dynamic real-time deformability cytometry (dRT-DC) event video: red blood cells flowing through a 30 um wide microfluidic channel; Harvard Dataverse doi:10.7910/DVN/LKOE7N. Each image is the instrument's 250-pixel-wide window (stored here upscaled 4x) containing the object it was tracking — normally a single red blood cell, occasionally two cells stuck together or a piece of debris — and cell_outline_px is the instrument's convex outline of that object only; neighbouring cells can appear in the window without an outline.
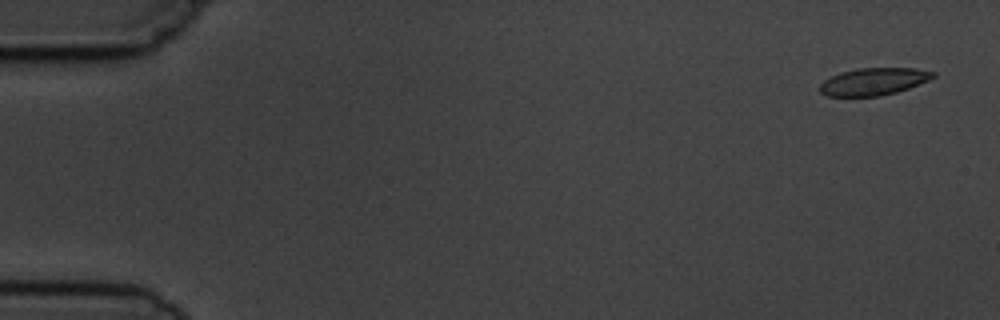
{"species": "common noctule bat (a hibernating species)", "species_latin": "Nyctalus noctula", "temperature_condition": "cold", "stored_images_in_passage": 6, "camera_frame_rate_fps": 3000, "um_per_image_px": 0.085, "animal": {"sex": "male", "body_mass_g": 19.5, "forearm_length_mm": 54.6}, "frame": {"image": 1, "passage_image": 1, "time_ms": 0.0, "image_size_px": [1000, 320], "cell_outline_px": [[936, 76], [928, 80], [908, 88], [896, 92], [880, 96], [828, 96], [820, 92], [820, 84], [824, 80], [840, 72], [856, 68], [916, 68], [936, 72]], "centroid_in_image_um": [74.26, 6.92], "position_along_channel_um": 10.7, "area_um2": 17.98}}
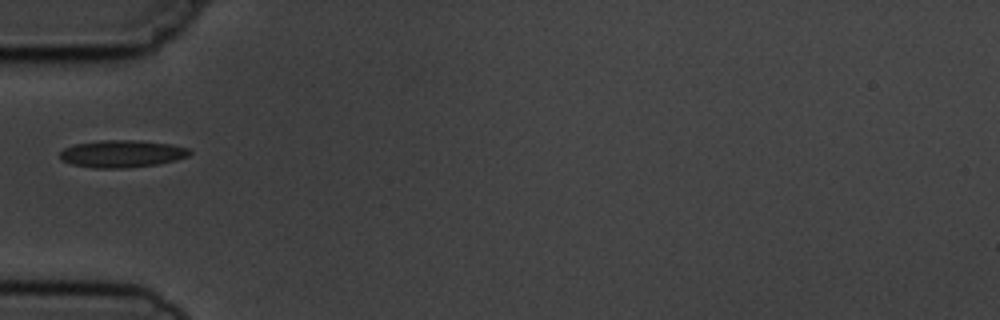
{"frame": {"image": 2, "passage_image": 5, "time_ms": 5.333, "image_size_px": [1000, 320], "cell_outline_px": [[192, 152], [188, 156], [176, 160], [156, 164], [124, 168], [92, 168], [72, 164], [60, 160], [60, 152], [64, 148], [76, 144], [100, 140], [132, 140], [172, 144], [188, 148]], "centroid_in_image_um": [10.35, 13.07], "position_along_channel_um": 74.6, "area_um2": 20.58}}
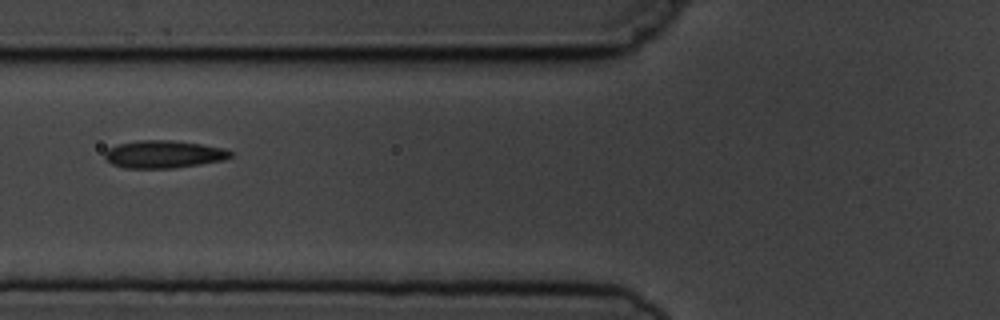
{"frame": {"image": 3, "passage_image": 6, "time_ms": 6.333, "image_size_px": [1000, 320], "cell_outline_px": [[232, 156], [224, 160], [176, 168], [124, 168], [112, 164], [104, 156], [104, 152], [108, 148], [116, 144], [140, 140], [172, 140], [200, 144], [224, 148], [232, 152]], "centroid_in_image_um": [13.9, 13.11], "position_along_channel_um": 111.9, "area_um2": 20.29}}